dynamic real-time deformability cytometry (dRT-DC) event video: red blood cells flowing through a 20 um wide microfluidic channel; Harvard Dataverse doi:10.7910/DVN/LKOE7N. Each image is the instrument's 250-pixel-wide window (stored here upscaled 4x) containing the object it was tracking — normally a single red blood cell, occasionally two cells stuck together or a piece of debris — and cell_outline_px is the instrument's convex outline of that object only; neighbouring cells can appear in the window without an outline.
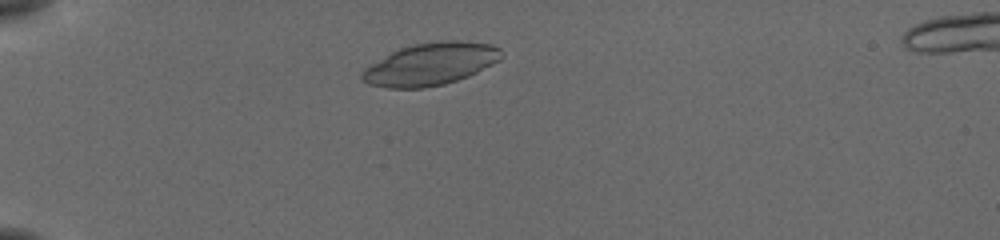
{"species": "common noctule bat (a hibernating species)", "species_latin": "Nyctalus noctula", "temperature_condition": "cold", "stored_images_in_passage": 41, "camera_frame_rate_fps": 3000, "um_per_image_px": 0.085, "animal": {"sex": "female", "body_mass_g": 19.5, "forearm_length_mm": 54.1}, "frame": {"image": 1, "passage_image": 2, "time_ms": 0.333, "image_size_px": [1000, 240], "cell_outline_px": [[504, 56], [500, 60], [468, 76], [444, 84], [424, 88], [388, 88], [368, 84], [360, 80], [360, 72], [364, 68], [392, 52], [400, 48], [412, 44], [448, 40], [460, 40], [492, 44], [500, 48]], "centroid_in_image_um": [36.59, 5.45], "position_along_channel_um": 48.4, "area_um2": 34.45}}